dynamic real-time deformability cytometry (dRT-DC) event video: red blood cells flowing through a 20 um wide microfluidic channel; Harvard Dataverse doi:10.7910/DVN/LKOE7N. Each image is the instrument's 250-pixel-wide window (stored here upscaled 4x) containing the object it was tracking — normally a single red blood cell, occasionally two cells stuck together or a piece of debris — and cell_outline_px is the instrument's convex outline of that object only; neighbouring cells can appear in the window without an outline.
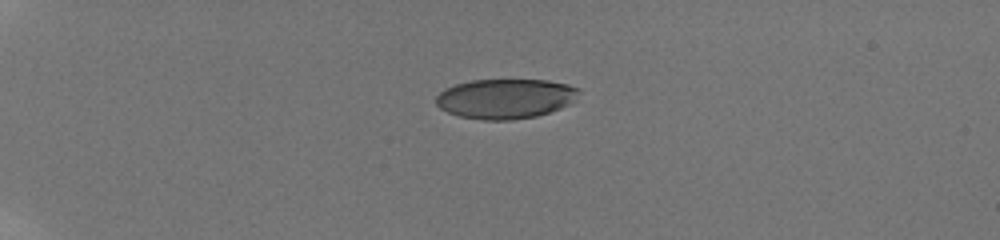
{"species": "human", "species_latin": "Homo sapiens", "temperature_condition": "room temperature", "stored_images_in_passage": 66, "camera_frame_rate_fps": 3000, "um_per_image_px": 0.085, "donor": {"sex": "male"}, "frame": {"image": 1, "passage_image": 1, "time_ms": 0.0, "image_size_px": [1000, 240], "cell_outline_px": [[580, 92], [572, 104], [536, 116], [512, 120], [480, 120], [460, 116], [448, 112], [440, 108], [436, 104], [436, 96], [444, 88], [456, 84], [472, 80], [548, 80], [568, 84], [580, 88]], "centroid_in_image_um": [42.98, 8.38], "position_along_channel_um": 42.0, "area_um2": 33.35}}
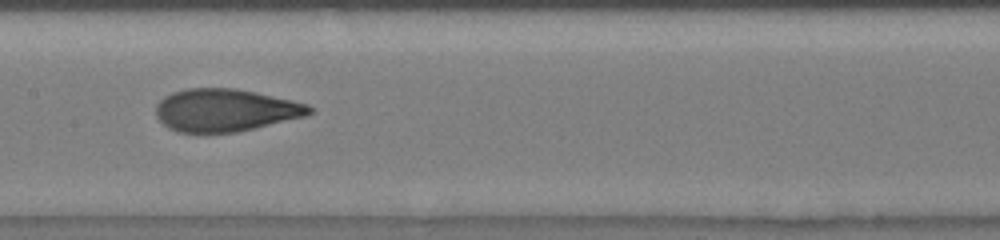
{"frame": {"image": 2, "passage_image": 27, "time_ms": 5.667, "image_size_px": [1000, 240], "cell_outline_px": [[312, 112], [304, 116], [236, 132], [176, 132], [168, 128], [156, 116], [156, 104], [164, 96], [172, 92], [188, 88], [236, 88], [256, 92], [292, 100], [308, 104], [312, 108]], "centroid_in_image_um": [19.11, 9.35], "position_along_channel_um": 188.3, "area_um2": 37.86}}
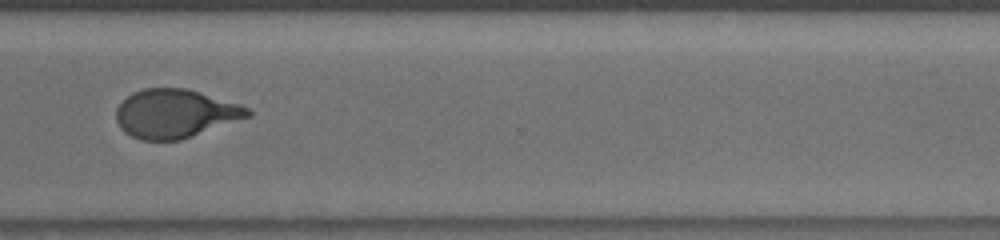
{"frame": {"image": 3, "passage_image": 55, "time_ms": 10.0, "image_size_px": [1000, 240], "cell_outline_px": [[252, 116], [180, 140], [140, 140], [124, 132], [120, 128], [116, 120], [116, 108], [132, 92], [144, 88], [184, 88], [200, 92], [240, 104], [248, 108], [252, 112]], "centroid_in_image_um": [14.89, 9.66], "position_along_channel_um": 355.7, "area_um2": 37.28}, "authors_computed_cell_mechanics": {"area_um2": 37.6856, "velocity_mm_per_s": 3.8762, "shape_relaxation_time_tau1_ms": 4.233, "shape_relaxation_time_tau2_ms": 0.8434, "deformation_change_tau1": 0.1837, "deformation_change_tau2": 0.0638}}